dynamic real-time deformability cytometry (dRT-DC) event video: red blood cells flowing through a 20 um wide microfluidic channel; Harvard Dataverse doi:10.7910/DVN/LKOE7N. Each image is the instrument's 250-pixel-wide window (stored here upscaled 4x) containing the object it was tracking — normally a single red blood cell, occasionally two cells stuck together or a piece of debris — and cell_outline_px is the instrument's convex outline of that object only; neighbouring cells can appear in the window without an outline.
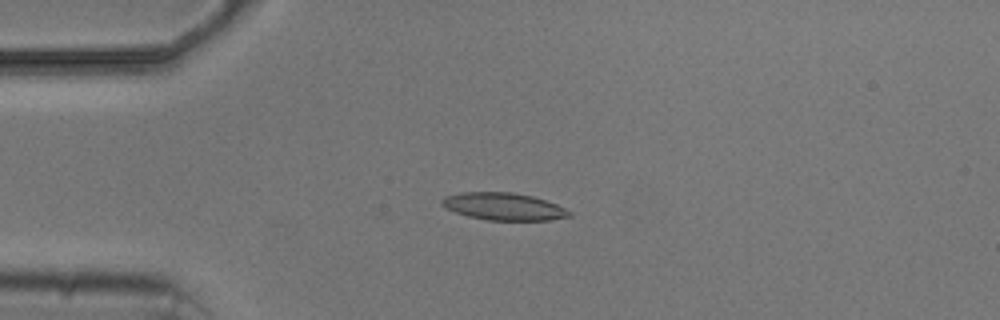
{"species": "common noctule bat (a hibernating species)", "species_latin": "Nyctalus noctula", "temperature_condition": "cold", "stored_images_in_passage": 6, "camera_frame_rate_fps": 3000, "um_per_image_px": 0.085, "animal": {"sex": "male", "body_mass_g": 20.5, "forearm_length_mm": 52.5}, "frame": {"image": 1, "passage_image": 3, "time_ms": 2.667, "image_size_px": [1000, 320], "cell_outline_px": [[572, 216], [548, 220], [488, 220], [468, 216], [456, 212], [440, 204], [440, 200], [444, 196], [460, 192], [512, 192], [532, 196], [556, 204], [572, 212]], "centroid_in_image_um": [42.79, 17.54], "position_along_channel_um": 42.2, "area_um2": 20.23}}
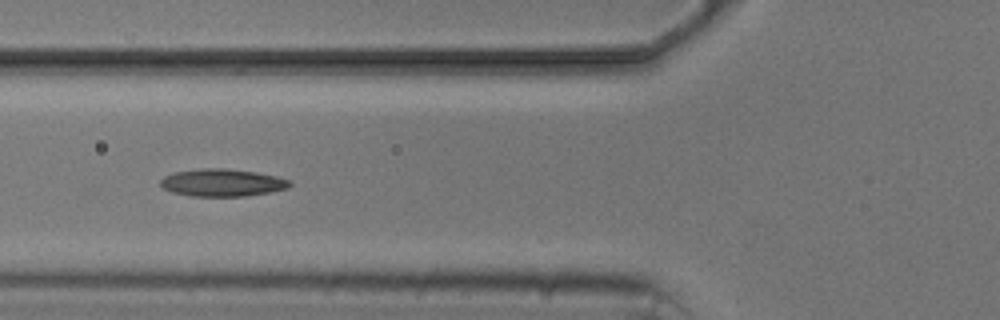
{"frame": {"image": 2, "passage_image": 5, "time_ms": 5.0, "image_size_px": [1000, 320], "cell_outline_px": [[292, 184], [288, 188], [248, 196], [188, 196], [172, 192], [164, 188], [160, 184], [160, 180], [164, 176], [176, 172], [200, 168], [224, 168], [256, 172], [276, 176], [288, 180]], "centroid_in_image_um": [18.87, 15.53], "position_along_channel_um": 106.9, "area_um2": 20.63}}
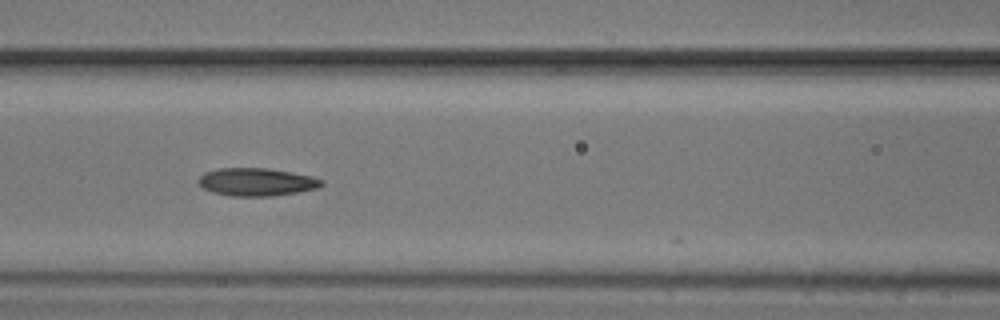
{"frame": {"image": 3, "passage_image": 6, "time_ms": 6.0, "image_size_px": [1000, 320], "cell_outline_px": [[324, 184], [320, 188], [272, 196], [232, 196], [212, 192], [204, 188], [196, 180], [204, 172], [220, 168], [268, 168], [292, 172], [312, 176], [324, 180]], "centroid_in_image_um": [21.83, 15.46], "position_along_channel_um": 144.8, "area_um2": 20.11}}